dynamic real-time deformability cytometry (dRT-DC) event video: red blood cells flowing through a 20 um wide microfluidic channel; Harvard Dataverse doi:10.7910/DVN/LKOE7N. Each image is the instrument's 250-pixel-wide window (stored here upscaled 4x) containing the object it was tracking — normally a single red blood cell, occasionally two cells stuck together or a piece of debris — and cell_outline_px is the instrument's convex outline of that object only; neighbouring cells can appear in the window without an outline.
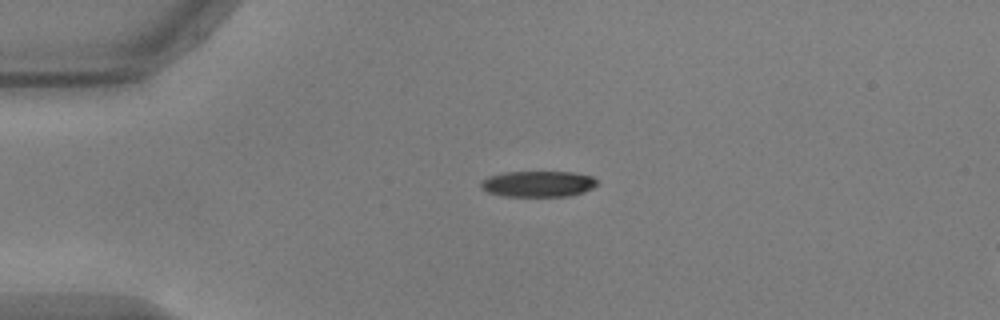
{"species": "common noctule bat (a hibernating species)", "species_latin": "Nyctalus noctula", "temperature_condition": "warm", "stored_images_in_passage": 42, "camera_frame_rate_fps": 3000, "um_per_image_px": 0.085, "animal": {"sex": "male", "body_mass_g": 17.9, "forearm_length_mm": 54.2}, "frame": {"image": 1, "passage_image": 1, "time_ms": 0.0, "image_size_px": [1000, 320], "cell_outline_px": [[596, 184], [592, 188], [584, 192], [572, 196], [504, 196], [488, 192], [480, 188], [480, 180], [488, 176], [504, 172], [572, 172], [592, 176], [596, 180]], "centroid_in_image_um": [45.7, 15.63], "position_along_channel_um": 39.3, "area_um2": 17.69}}
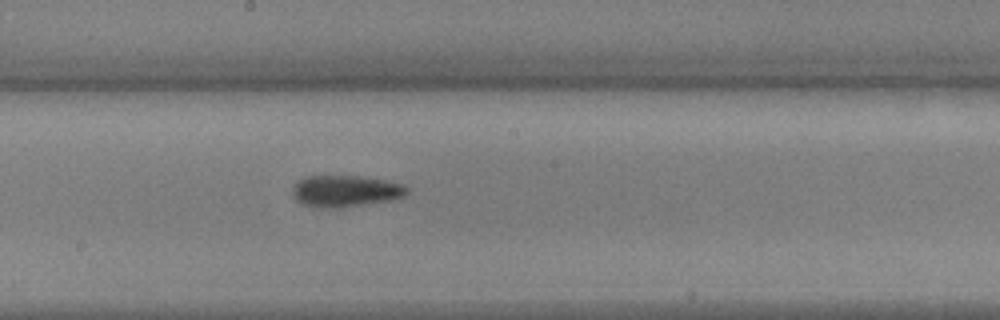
{"frame": {"image": 2, "passage_image": 18, "time_ms": 5.667, "image_size_px": [1000, 320], "cell_outline_px": [[408, 192], [404, 196], [392, 200], [340, 208], [320, 208], [300, 204], [292, 196], [292, 188], [296, 180], [304, 176], [360, 176], [384, 180], [404, 184], [408, 188]], "centroid_in_image_um": [29.32, 16.24], "position_along_channel_um": 218.9, "area_um2": 21.44}}
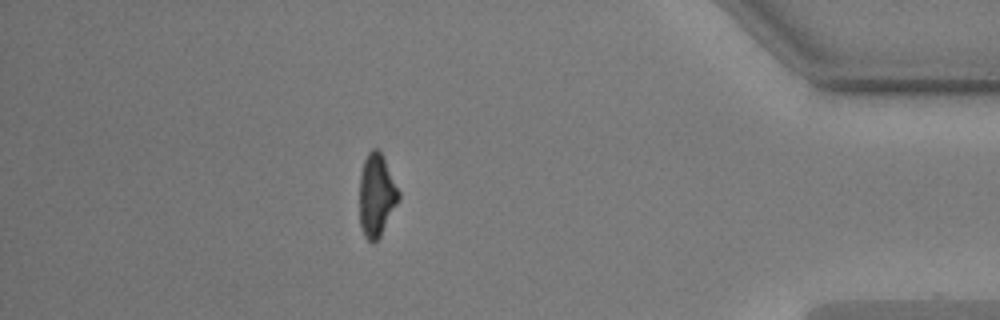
{"frame": {"image": 3, "passage_image": 36, "time_ms": 11.667, "image_size_px": [1000, 320], "cell_outline_px": [[400, 196], [380, 236], [372, 244], [364, 236], [360, 224], [360, 172], [364, 160], [368, 152], [372, 148], [376, 148], [380, 152], [400, 192]], "centroid_in_image_um": [31.98, 16.59], "position_along_channel_um": 403.2, "area_um2": 18.5}, "authors_computed_cell_mechanics": {"area_um2": 19.9121, "velocity_mm_per_s": 3.7376, "shape_relaxation_time_tau1_ms": 4.1748, "shape_relaxation_time_tau2_ms": 6.3634, "deformation_change_tau1": 0.1691, "deformation_change_tau2": 0.1536}}